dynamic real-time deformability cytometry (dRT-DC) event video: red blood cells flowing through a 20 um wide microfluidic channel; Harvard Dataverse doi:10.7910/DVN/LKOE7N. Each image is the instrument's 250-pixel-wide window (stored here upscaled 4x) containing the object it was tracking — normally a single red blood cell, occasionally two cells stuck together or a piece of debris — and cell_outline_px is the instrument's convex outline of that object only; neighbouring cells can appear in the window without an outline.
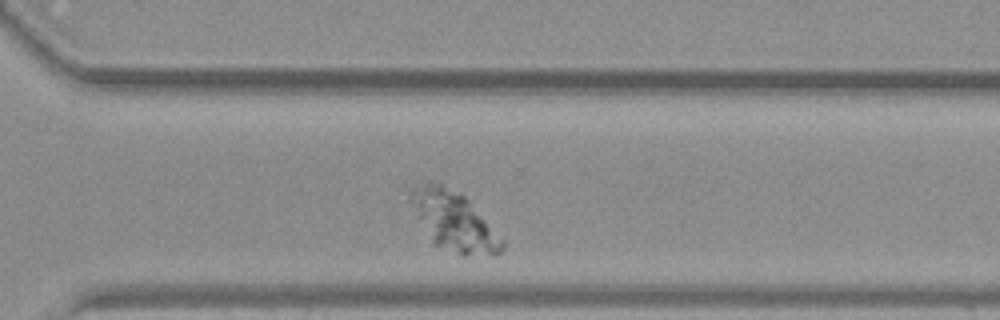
{"species": "common noctule bat (a hibernating species)", "species_latin": "Nyctalus noctula", "temperature_condition": "warm", "stored_images_in_passage": 34, "camera_frame_rate_fps": 3000, "um_per_image_px": 0.085, "animal": {"sex": "female", "body_mass_g": 19.3, "forearm_length_mm": 54.1}, "frame": {"image": 1, "passage_image": 27, "time_ms": 8.667, "image_size_px": [1000, 320], "cell_outline_px": [[504, 248], [500, 252], [464, 256], [460, 256], [436, 244], [432, 240], [408, 200], [408, 196], [412, 188], [428, 184], [440, 184], [464, 196], [468, 200], [504, 240]], "centroid_in_image_um": [38.59, 18.82], "position_along_channel_um": 332.0, "area_um2": 30.29}}
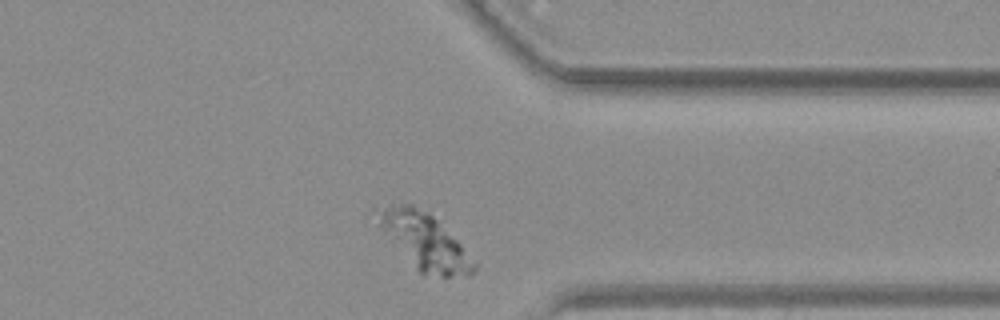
{"frame": {"image": 2, "passage_image": 31, "time_ms": 10.0, "image_size_px": [1000, 320], "cell_outline_px": [[476, 268], [468, 276], [444, 276], [420, 272], [416, 268], [392, 240], [380, 224], [380, 208], [388, 204], [412, 204], [428, 212], [460, 244], [476, 264]], "centroid_in_image_um": [36.15, 20.51], "position_along_channel_um": 375.3, "area_um2": 29.65}}